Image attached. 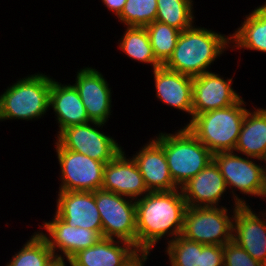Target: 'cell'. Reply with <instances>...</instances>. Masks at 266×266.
<instances>
[{
  "label": "cell",
  "mask_w": 266,
  "mask_h": 266,
  "mask_svg": "<svg viewBox=\"0 0 266 266\" xmlns=\"http://www.w3.org/2000/svg\"><path fill=\"white\" fill-rule=\"evenodd\" d=\"M135 206L137 250L153 252L162 239L168 243L182 234L188 206L180 188L148 192Z\"/></svg>",
  "instance_id": "obj_1"
},
{
  "label": "cell",
  "mask_w": 266,
  "mask_h": 266,
  "mask_svg": "<svg viewBox=\"0 0 266 266\" xmlns=\"http://www.w3.org/2000/svg\"><path fill=\"white\" fill-rule=\"evenodd\" d=\"M231 48L230 34L193 25L181 31L173 54L163 65L166 69L191 77L211 71L217 58Z\"/></svg>",
  "instance_id": "obj_2"
},
{
  "label": "cell",
  "mask_w": 266,
  "mask_h": 266,
  "mask_svg": "<svg viewBox=\"0 0 266 266\" xmlns=\"http://www.w3.org/2000/svg\"><path fill=\"white\" fill-rule=\"evenodd\" d=\"M35 72L18 78L0 94V122L35 121L49 111V93L53 77Z\"/></svg>",
  "instance_id": "obj_3"
},
{
  "label": "cell",
  "mask_w": 266,
  "mask_h": 266,
  "mask_svg": "<svg viewBox=\"0 0 266 266\" xmlns=\"http://www.w3.org/2000/svg\"><path fill=\"white\" fill-rule=\"evenodd\" d=\"M243 97L225 108L195 115L184 125L213 154L234 151L247 108Z\"/></svg>",
  "instance_id": "obj_4"
},
{
  "label": "cell",
  "mask_w": 266,
  "mask_h": 266,
  "mask_svg": "<svg viewBox=\"0 0 266 266\" xmlns=\"http://www.w3.org/2000/svg\"><path fill=\"white\" fill-rule=\"evenodd\" d=\"M163 147L172 179L181 188L213 161V153L186 126L153 136Z\"/></svg>",
  "instance_id": "obj_5"
},
{
  "label": "cell",
  "mask_w": 266,
  "mask_h": 266,
  "mask_svg": "<svg viewBox=\"0 0 266 266\" xmlns=\"http://www.w3.org/2000/svg\"><path fill=\"white\" fill-rule=\"evenodd\" d=\"M238 206L233 204L229 209L226 205L187 207L181 235L198 243L224 246L233 240L234 214Z\"/></svg>",
  "instance_id": "obj_6"
},
{
  "label": "cell",
  "mask_w": 266,
  "mask_h": 266,
  "mask_svg": "<svg viewBox=\"0 0 266 266\" xmlns=\"http://www.w3.org/2000/svg\"><path fill=\"white\" fill-rule=\"evenodd\" d=\"M213 160L226 181L228 193L232 196L231 200H234L231 203L239 206L249 205L244 199L246 197H240V194L248 195L249 198L250 196L258 198L262 187L263 160L247 157L234 151L215 153ZM258 161L261 164H258Z\"/></svg>",
  "instance_id": "obj_7"
},
{
  "label": "cell",
  "mask_w": 266,
  "mask_h": 266,
  "mask_svg": "<svg viewBox=\"0 0 266 266\" xmlns=\"http://www.w3.org/2000/svg\"><path fill=\"white\" fill-rule=\"evenodd\" d=\"M95 204L102 221V238L127 241L137 249L135 200L99 189Z\"/></svg>",
  "instance_id": "obj_8"
},
{
  "label": "cell",
  "mask_w": 266,
  "mask_h": 266,
  "mask_svg": "<svg viewBox=\"0 0 266 266\" xmlns=\"http://www.w3.org/2000/svg\"><path fill=\"white\" fill-rule=\"evenodd\" d=\"M106 123L91 121L61 130L55 137L61 147L101 161L110 162L124 147L100 129ZM101 127V128H100Z\"/></svg>",
  "instance_id": "obj_9"
},
{
  "label": "cell",
  "mask_w": 266,
  "mask_h": 266,
  "mask_svg": "<svg viewBox=\"0 0 266 266\" xmlns=\"http://www.w3.org/2000/svg\"><path fill=\"white\" fill-rule=\"evenodd\" d=\"M60 167L59 191H89L102 188L105 163L61 147L55 141Z\"/></svg>",
  "instance_id": "obj_10"
},
{
  "label": "cell",
  "mask_w": 266,
  "mask_h": 266,
  "mask_svg": "<svg viewBox=\"0 0 266 266\" xmlns=\"http://www.w3.org/2000/svg\"><path fill=\"white\" fill-rule=\"evenodd\" d=\"M232 85V77L226 79L212 71L192 77V118L203 112L237 103L242 96Z\"/></svg>",
  "instance_id": "obj_11"
},
{
  "label": "cell",
  "mask_w": 266,
  "mask_h": 266,
  "mask_svg": "<svg viewBox=\"0 0 266 266\" xmlns=\"http://www.w3.org/2000/svg\"><path fill=\"white\" fill-rule=\"evenodd\" d=\"M42 223L40 228L45 232L43 229L38 231L56 259L69 260L78 251L93 246L102 238L95 230L68 225L55 213L50 221Z\"/></svg>",
  "instance_id": "obj_12"
},
{
  "label": "cell",
  "mask_w": 266,
  "mask_h": 266,
  "mask_svg": "<svg viewBox=\"0 0 266 266\" xmlns=\"http://www.w3.org/2000/svg\"><path fill=\"white\" fill-rule=\"evenodd\" d=\"M75 83L91 121L108 123L112 115V92L104 75L93 67L77 70Z\"/></svg>",
  "instance_id": "obj_13"
},
{
  "label": "cell",
  "mask_w": 266,
  "mask_h": 266,
  "mask_svg": "<svg viewBox=\"0 0 266 266\" xmlns=\"http://www.w3.org/2000/svg\"><path fill=\"white\" fill-rule=\"evenodd\" d=\"M250 205L237 207L233 221V241L252 258L266 266V211L255 212Z\"/></svg>",
  "instance_id": "obj_14"
},
{
  "label": "cell",
  "mask_w": 266,
  "mask_h": 266,
  "mask_svg": "<svg viewBox=\"0 0 266 266\" xmlns=\"http://www.w3.org/2000/svg\"><path fill=\"white\" fill-rule=\"evenodd\" d=\"M54 213L68 225L95 230L102 237V221L95 204V191H58Z\"/></svg>",
  "instance_id": "obj_15"
},
{
  "label": "cell",
  "mask_w": 266,
  "mask_h": 266,
  "mask_svg": "<svg viewBox=\"0 0 266 266\" xmlns=\"http://www.w3.org/2000/svg\"><path fill=\"white\" fill-rule=\"evenodd\" d=\"M101 189L134 200L149 192L136 162L126 156L124 149L105 164Z\"/></svg>",
  "instance_id": "obj_16"
},
{
  "label": "cell",
  "mask_w": 266,
  "mask_h": 266,
  "mask_svg": "<svg viewBox=\"0 0 266 266\" xmlns=\"http://www.w3.org/2000/svg\"><path fill=\"white\" fill-rule=\"evenodd\" d=\"M180 189L188 207H221V200L228 194L226 181L214 160Z\"/></svg>",
  "instance_id": "obj_17"
},
{
  "label": "cell",
  "mask_w": 266,
  "mask_h": 266,
  "mask_svg": "<svg viewBox=\"0 0 266 266\" xmlns=\"http://www.w3.org/2000/svg\"><path fill=\"white\" fill-rule=\"evenodd\" d=\"M130 157L136 162L149 192L179 189L170 174L164 149L153 137Z\"/></svg>",
  "instance_id": "obj_18"
},
{
  "label": "cell",
  "mask_w": 266,
  "mask_h": 266,
  "mask_svg": "<svg viewBox=\"0 0 266 266\" xmlns=\"http://www.w3.org/2000/svg\"><path fill=\"white\" fill-rule=\"evenodd\" d=\"M155 96L163 104L188 113L192 120V77L166 69H152Z\"/></svg>",
  "instance_id": "obj_19"
},
{
  "label": "cell",
  "mask_w": 266,
  "mask_h": 266,
  "mask_svg": "<svg viewBox=\"0 0 266 266\" xmlns=\"http://www.w3.org/2000/svg\"><path fill=\"white\" fill-rule=\"evenodd\" d=\"M51 109L55 112V121L59 127L56 135L64 128L91 122L75 86L58 82L54 78L49 93V110Z\"/></svg>",
  "instance_id": "obj_20"
},
{
  "label": "cell",
  "mask_w": 266,
  "mask_h": 266,
  "mask_svg": "<svg viewBox=\"0 0 266 266\" xmlns=\"http://www.w3.org/2000/svg\"><path fill=\"white\" fill-rule=\"evenodd\" d=\"M136 251L127 241L101 238L93 246L78 251L68 263L70 266H121Z\"/></svg>",
  "instance_id": "obj_21"
},
{
  "label": "cell",
  "mask_w": 266,
  "mask_h": 266,
  "mask_svg": "<svg viewBox=\"0 0 266 266\" xmlns=\"http://www.w3.org/2000/svg\"><path fill=\"white\" fill-rule=\"evenodd\" d=\"M253 108L246 112L234 152L266 161V109Z\"/></svg>",
  "instance_id": "obj_22"
},
{
  "label": "cell",
  "mask_w": 266,
  "mask_h": 266,
  "mask_svg": "<svg viewBox=\"0 0 266 266\" xmlns=\"http://www.w3.org/2000/svg\"><path fill=\"white\" fill-rule=\"evenodd\" d=\"M241 26L230 33L231 50H252L266 54V2L245 15Z\"/></svg>",
  "instance_id": "obj_23"
},
{
  "label": "cell",
  "mask_w": 266,
  "mask_h": 266,
  "mask_svg": "<svg viewBox=\"0 0 266 266\" xmlns=\"http://www.w3.org/2000/svg\"><path fill=\"white\" fill-rule=\"evenodd\" d=\"M123 35L118 40V48L132 61L151 65L153 69L162 65L156 60L145 27L126 26Z\"/></svg>",
  "instance_id": "obj_24"
},
{
  "label": "cell",
  "mask_w": 266,
  "mask_h": 266,
  "mask_svg": "<svg viewBox=\"0 0 266 266\" xmlns=\"http://www.w3.org/2000/svg\"><path fill=\"white\" fill-rule=\"evenodd\" d=\"M32 234L5 266H49L51 264L55 257L46 239L39 231Z\"/></svg>",
  "instance_id": "obj_25"
},
{
  "label": "cell",
  "mask_w": 266,
  "mask_h": 266,
  "mask_svg": "<svg viewBox=\"0 0 266 266\" xmlns=\"http://www.w3.org/2000/svg\"><path fill=\"white\" fill-rule=\"evenodd\" d=\"M193 0H157L156 21L167 24L180 31L194 25Z\"/></svg>",
  "instance_id": "obj_26"
},
{
  "label": "cell",
  "mask_w": 266,
  "mask_h": 266,
  "mask_svg": "<svg viewBox=\"0 0 266 266\" xmlns=\"http://www.w3.org/2000/svg\"><path fill=\"white\" fill-rule=\"evenodd\" d=\"M145 28L149 34L154 56L163 66L173 54L181 31L156 20Z\"/></svg>",
  "instance_id": "obj_27"
},
{
  "label": "cell",
  "mask_w": 266,
  "mask_h": 266,
  "mask_svg": "<svg viewBox=\"0 0 266 266\" xmlns=\"http://www.w3.org/2000/svg\"><path fill=\"white\" fill-rule=\"evenodd\" d=\"M204 245L179 235L166 243L164 251L171 266H200V254Z\"/></svg>",
  "instance_id": "obj_28"
},
{
  "label": "cell",
  "mask_w": 266,
  "mask_h": 266,
  "mask_svg": "<svg viewBox=\"0 0 266 266\" xmlns=\"http://www.w3.org/2000/svg\"><path fill=\"white\" fill-rule=\"evenodd\" d=\"M157 0H127L116 17L124 27H146L156 20Z\"/></svg>",
  "instance_id": "obj_29"
},
{
  "label": "cell",
  "mask_w": 266,
  "mask_h": 266,
  "mask_svg": "<svg viewBox=\"0 0 266 266\" xmlns=\"http://www.w3.org/2000/svg\"><path fill=\"white\" fill-rule=\"evenodd\" d=\"M223 262L224 266H265L233 240L224 245Z\"/></svg>",
  "instance_id": "obj_30"
},
{
  "label": "cell",
  "mask_w": 266,
  "mask_h": 266,
  "mask_svg": "<svg viewBox=\"0 0 266 266\" xmlns=\"http://www.w3.org/2000/svg\"><path fill=\"white\" fill-rule=\"evenodd\" d=\"M224 246L205 244L200 254V266H224Z\"/></svg>",
  "instance_id": "obj_31"
},
{
  "label": "cell",
  "mask_w": 266,
  "mask_h": 266,
  "mask_svg": "<svg viewBox=\"0 0 266 266\" xmlns=\"http://www.w3.org/2000/svg\"><path fill=\"white\" fill-rule=\"evenodd\" d=\"M151 251L137 250L127 261L121 266H145L147 259H149ZM149 256V257H148Z\"/></svg>",
  "instance_id": "obj_32"
},
{
  "label": "cell",
  "mask_w": 266,
  "mask_h": 266,
  "mask_svg": "<svg viewBox=\"0 0 266 266\" xmlns=\"http://www.w3.org/2000/svg\"><path fill=\"white\" fill-rule=\"evenodd\" d=\"M106 9L117 17L123 10L127 0H101Z\"/></svg>",
  "instance_id": "obj_33"
},
{
  "label": "cell",
  "mask_w": 266,
  "mask_h": 266,
  "mask_svg": "<svg viewBox=\"0 0 266 266\" xmlns=\"http://www.w3.org/2000/svg\"><path fill=\"white\" fill-rule=\"evenodd\" d=\"M258 198H262L263 201H265V199H266V161H264V163H263L262 187H261V191H260ZM263 211H266V208H265V210L263 209Z\"/></svg>",
  "instance_id": "obj_34"
},
{
  "label": "cell",
  "mask_w": 266,
  "mask_h": 266,
  "mask_svg": "<svg viewBox=\"0 0 266 266\" xmlns=\"http://www.w3.org/2000/svg\"><path fill=\"white\" fill-rule=\"evenodd\" d=\"M66 261V262H65ZM68 260L65 259H54L49 266H67Z\"/></svg>",
  "instance_id": "obj_35"
}]
</instances>
